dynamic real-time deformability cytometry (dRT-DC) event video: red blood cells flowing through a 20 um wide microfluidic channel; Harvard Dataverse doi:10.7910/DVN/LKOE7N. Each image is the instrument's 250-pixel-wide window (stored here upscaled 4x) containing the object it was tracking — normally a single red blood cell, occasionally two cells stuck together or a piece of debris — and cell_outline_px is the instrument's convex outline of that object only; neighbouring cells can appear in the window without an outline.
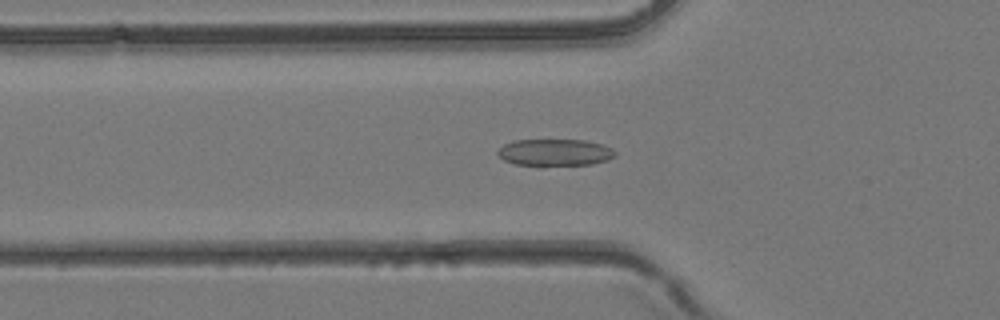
{"species": "common noctule bat (a hibernating species)", "species_latin": "Nyctalus noctula", "temperature_condition": "room temperature", "stored_images_in_passage": 43, "camera_frame_rate_fps": 3000, "um_per_image_px": 0.085, "animal": {"sex": "female", "body_mass_g": 24.6, "forearm_length_mm": 56.2}, "frame": {"image": 1, "passage_image": 15, "time_ms": 4.667, "image_size_px": [1000, 320], "cell_outline_px": [[616, 156], [608, 160], [592, 164], [540, 168], [516, 164], [504, 160], [496, 152], [504, 144], [512, 140], [584, 140], [604, 144], [612, 148], [616, 152]], "centroid_in_image_um": [47.18, 12.99], "position_along_channel_um": 78.6, "area_um2": 19.19}}
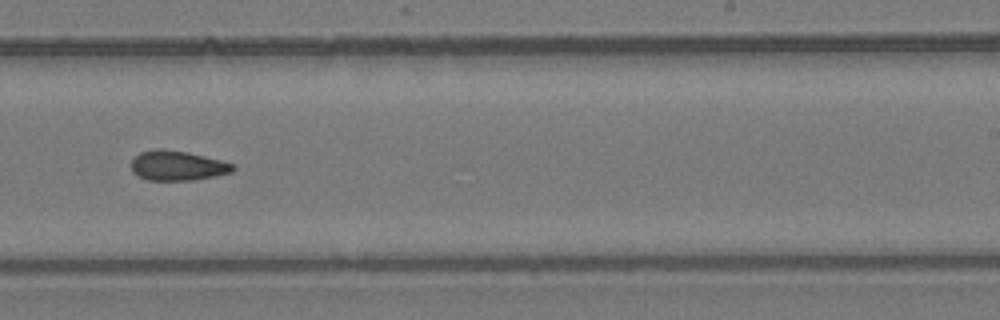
{"frame": {"image": 2, "passage_image": 27, "time_ms": 8.667, "image_size_px": [1000, 320], "cell_outline_px": [[236, 168], [232, 172], [192, 180], [148, 180], [132, 172], [132, 160], [140, 152], [156, 148], [160, 148], [188, 152], [236, 164]], "centroid_in_image_um": [15.09, 14.07], "position_along_channel_um": 273.9, "area_um2": 17.57}}
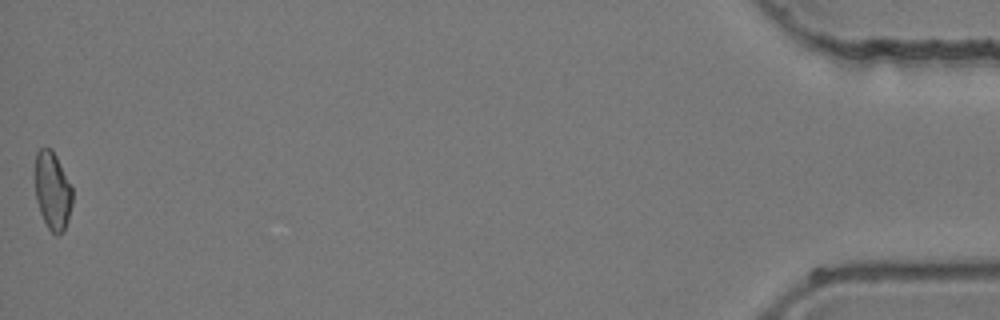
{"frame": {"image": 3, "passage_image": 43, "time_ms": 14.0, "image_size_px": [1000, 320], "cell_outline_px": [[72, 204], [68, 220], [64, 228], [56, 236], [48, 228], [40, 212], [36, 200], [36, 152], [40, 148], [52, 148], [72, 188]], "centroid_in_image_um": [4.47, 16.21], "position_along_channel_um": 430.7, "area_um2": 16.65}}